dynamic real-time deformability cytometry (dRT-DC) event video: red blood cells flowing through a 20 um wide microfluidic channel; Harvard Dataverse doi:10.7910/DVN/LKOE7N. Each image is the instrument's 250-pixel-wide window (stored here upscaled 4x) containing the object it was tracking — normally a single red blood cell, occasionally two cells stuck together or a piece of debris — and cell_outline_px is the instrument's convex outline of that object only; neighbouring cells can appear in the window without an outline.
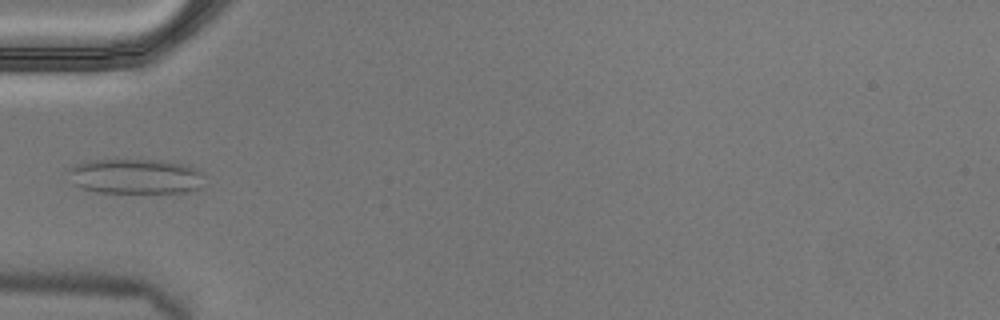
{"species": "Egyptian fruit bat (a non-hibernating species)", "species_latin": "Rousettus aegyptiacus", "temperature_condition": "cold", "stored_images_in_passage": 5, "camera_frame_rate_fps": 3000, "um_per_image_px": 0.085, "animal": {"sex": "male"}, "frame": {"image": 1, "passage_image": 5, "time_ms": 1.333, "image_size_px": [1000, 320], "cell_outline_px": [[204, 188], [184, 192], [96, 192], [80, 188], [72, 184], [64, 168], [72, 164], [88, 160], [112, 156], [160, 160], [184, 164], [200, 172], [204, 176]], "centroid_in_image_um": [11.39, 14.93], "position_along_channel_um": 73.6, "area_um2": 29.36}}